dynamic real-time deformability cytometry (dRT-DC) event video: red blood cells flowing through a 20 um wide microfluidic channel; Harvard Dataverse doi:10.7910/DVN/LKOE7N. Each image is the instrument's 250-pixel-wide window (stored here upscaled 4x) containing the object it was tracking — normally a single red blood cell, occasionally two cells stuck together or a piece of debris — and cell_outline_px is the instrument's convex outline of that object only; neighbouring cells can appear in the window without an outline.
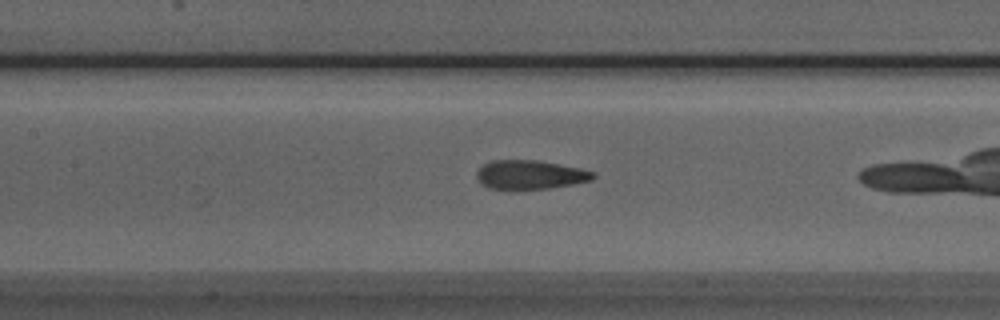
{"species": "Egyptian fruit bat (a non-hibernating species)", "species_latin": "Rousettus aegyptiacus", "temperature_condition": "room temperature", "stored_images_in_passage": 30, "camera_frame_rate_fps": 3000, "um_per_image_px": 0.085, "animal": {"sex": "male"}, "frame": {"image": 1, "passage_image": 13, "time_ms": 4.0, "image_size_px": [1000, 320], "cell_outline_px": [[596, 176], [592, 180], [572, 184], [548, 188], [488, 188], [480, 184], [476, 176], [476, 172], [484, 164], [492, 160], [536, 160], [580, 168], [596, 172]], "centroid_in_image_um": [45.06, 14.84], "position_along_channel_um": 162.3, "area_um2": 19.42}}
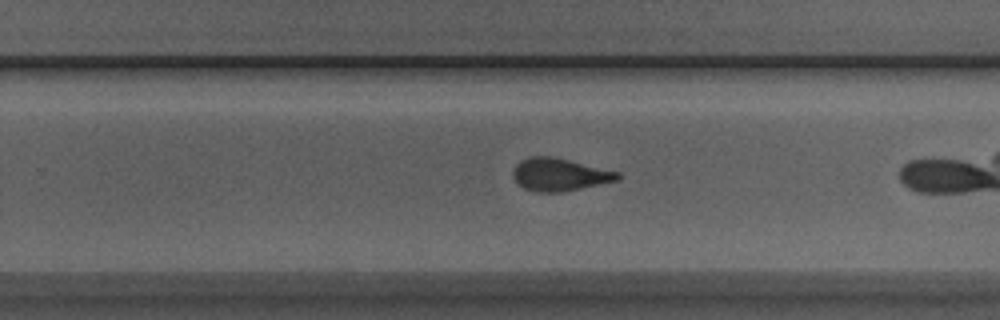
{"frame": {"image": 2, "passage_image": 22, "time_ms": 7.0, "image_size_px": [1000, 320], "cell_outline_px": [[620, 180], [560, 192], [536, 192], [524, 188], [516, 184], [512, 176], [512, 172], [516, 164], [520, 160], [528, 156], [552, 156], [620, 172]], "centroid_in_image_um": [47.52, 14.83], "position_along_channel_um": 282.3, "area_um2": 20.06}}